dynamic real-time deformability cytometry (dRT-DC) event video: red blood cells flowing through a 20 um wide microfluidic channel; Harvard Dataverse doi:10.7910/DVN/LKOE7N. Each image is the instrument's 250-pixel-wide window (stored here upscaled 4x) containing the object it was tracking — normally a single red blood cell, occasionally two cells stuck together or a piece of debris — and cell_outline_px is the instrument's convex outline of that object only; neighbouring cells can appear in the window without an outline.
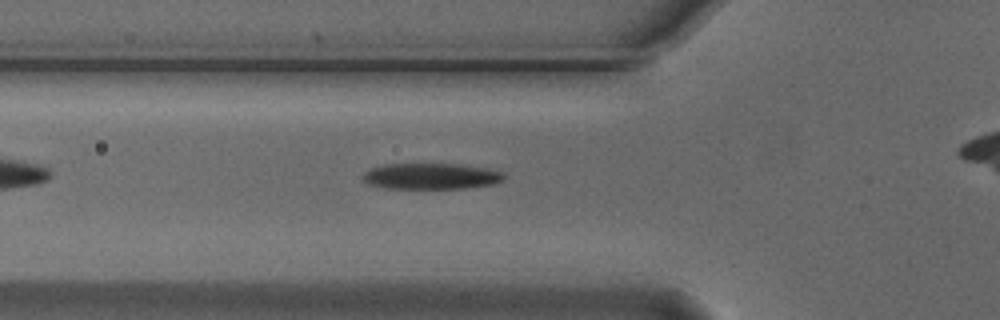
{"species": "Egyptian fruit bat (a non-hibernating species)", "species_latin": "Rousettus aegyptiacus", "temperature_condition": "cold", "stored_images_in_passage": 35, "camera_frame_rate_fps": 3000, "um_per_image_px": 0.085, "animal": {"sex": "male"}, "frame": {"image": 1, "passage_image": 6, "time_ms": 1.667, "image_size_px": [1000, 320], "cell_outline_px": [[504, 180], [492, 184], [464, 188], [384, 188], [368, 184], [360, 180], [364, 172], [368, 168], [384, 164], [460, 164], [488, 168], [504, 172]], "centroid_in_image_um": [36.59, 14.97], "position_along_channel_um": 89.2, "area_um2": 21.62}}
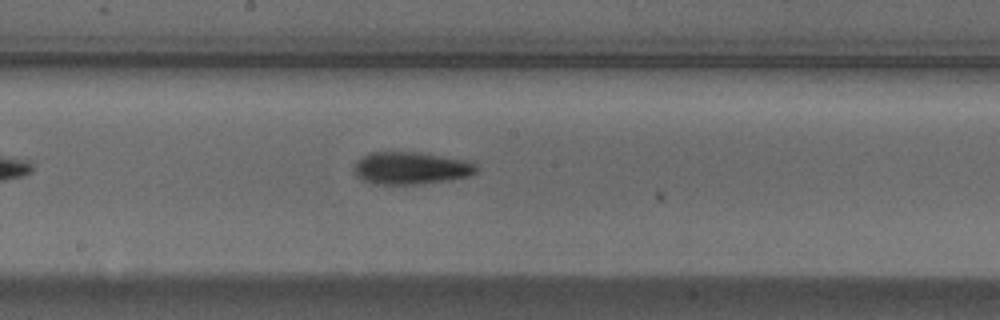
{"frame": {"image": 2, "passage_image": 16, "time_ms": 5.0, "image_size_px": [1000, 320], "cell_outline_px": [[480, 168], [476, 172], [468, 176], [448, 180], [420, 184], [376, 184], [364, 180], [352, 172], [352, 168], [356, 160], [372, 152], [420, 152], [472, 160]], "centroid_in_image_um": [34.97, 14.28], "position_along_channel_um": 213.2, "area_um2": 23.47}}
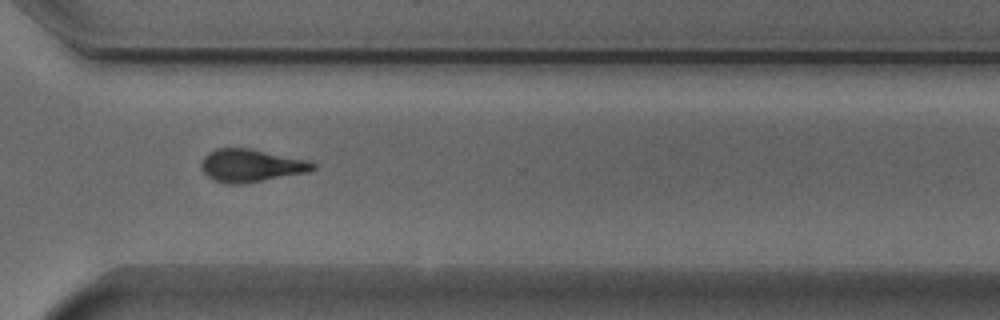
{"frame": {"image": 3, "passage_image": 27, "time_ms": 8.667, "image_size_px": [1000, 320], "cell_outline_px": [[316, 168], [308, 172], [240, 184], [228, 184], [212, 180], [200, 168], [200, 164], [204, 156], [208, 152], [216, 148], [252, 148], [308, 160], [316, 164]], "centroid_in_image_um": [21.32, 14.06], "position_along_channel_um": 349.3, "area_um2": 21.44}, "authors_computed_cell_mechanics": {"area_um2": 22.3108, "velocity_mm_per_s": 3.7166, "shape_relaxation_time_tau1_ms": 2.3904, "shape_relaxation_time_tau2_ms": 6.7539, "deformation_change_tau1": 0.1486, "deformation_change_tau2": 0.1775}}